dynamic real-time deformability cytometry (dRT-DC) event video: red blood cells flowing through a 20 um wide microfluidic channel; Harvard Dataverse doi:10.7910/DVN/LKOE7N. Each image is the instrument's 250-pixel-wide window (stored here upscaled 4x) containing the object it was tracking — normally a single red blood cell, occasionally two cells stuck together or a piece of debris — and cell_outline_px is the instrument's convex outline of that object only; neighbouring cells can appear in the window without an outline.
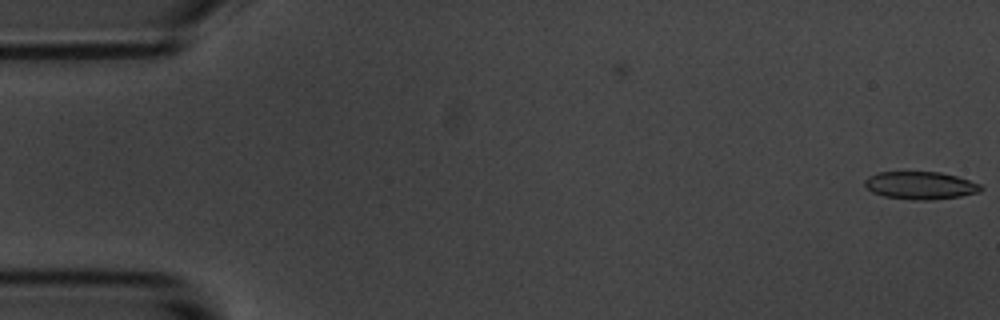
{"species": "common noctule bat (a hibernating species)", "species_latin": "Nyctalus noctula", "temperature_condition": "room temperature", "stored_images_in_passage": 7, "camera_frame_rate_fps": 3000, "um_per_image_px": 0.085, "animal": {"sex": "male", "body_mass_g": 20.1, "forearm_length_mm": 53.5}, "frame": {"image": 1, "passage_image": 1, "time_ms": 0.0, "image_size_px": [1000, 320], "cell_outline_px": [[984, 188], [980, 192], [960, 196], [928, 200], [916, 200], [884, 196], [872, 192], [864, 184], [864, 180], [868, 176], [880, 172], [940, 172], [956, 176], [980, 184]], "centroid_in_image_um": [78.24, 15.76], "position_along_channel_um": 6.8, "area_um2": 18.61}}
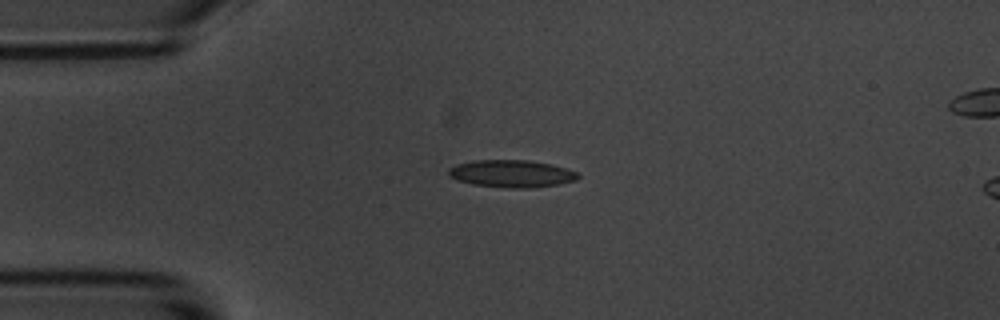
{"frame": {"image": 2, "passage_image": 4, "time_ms": 4.333, "image_size_px": [1000, 320], "cell_outline_px": [[580, 176], [576, 180], [560, 184], [528, 188], [512, 188], [472, 184], [456, 180], [448, 176], [448, 168], [456, 164], [476, 160], [528, 160], [552, 164], [576, 172]], "centroid_in_image_um": [43.45, 14.76], "position_along_channel_um": 41.5, "area_um2": 20.63}}
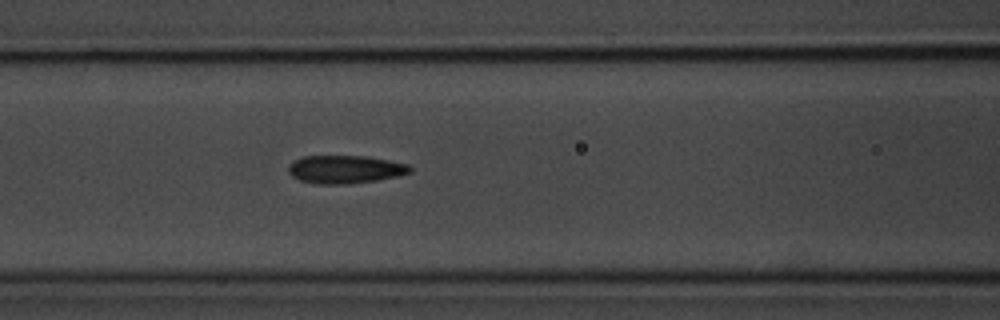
{"frame": {"image": 3, "passage_image": 7, "time_ms": 7.667, "image_size_px": [1000, 320], "cell_outline_px": [[412, 172], [396, 176], [376, 180], [348, 184], [316, 184], [300, 180], [292, 176], [288, 172], [288, 164], [292, 160], [304, 156], [364, 156], [388, 160], [408, 164], [412, 168]], "centroid_in_image_um": [29.3, 14.39], "position_along_channel_um": 137.3, "area_um2": 19.94}}